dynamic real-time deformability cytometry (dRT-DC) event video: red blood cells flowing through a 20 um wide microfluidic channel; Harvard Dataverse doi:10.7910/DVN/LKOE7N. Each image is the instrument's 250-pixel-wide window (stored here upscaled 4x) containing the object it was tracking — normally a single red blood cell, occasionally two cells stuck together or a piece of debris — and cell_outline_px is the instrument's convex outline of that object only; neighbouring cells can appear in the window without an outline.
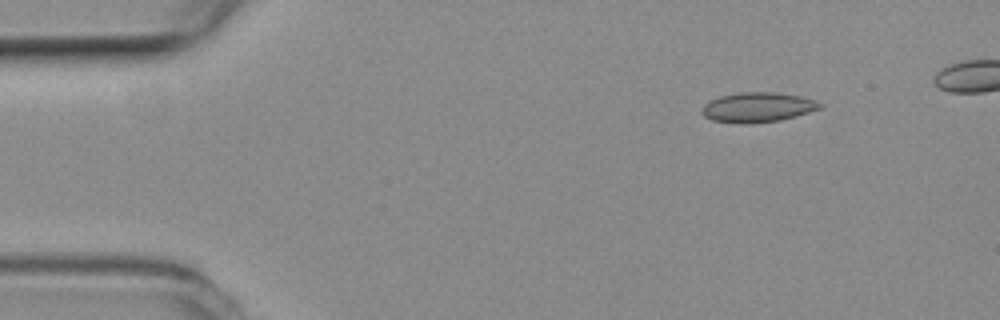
{"species": "common noctule bat (a hibernating species)", "species_latin": "Nyctalus noctula", "temperature_condition": "room temperature", "stored_images_in_passage": 4, "camera_frame_rate_fps": 3000, "um_per_image_px": 0.085, "animal": {"sex": "female", "body_mass_g": 19.3, "forearm_length_mm": 54.1}, "frame": {"image": 1, "passage_image": 1, "time_ms": 0.0, "image_size_px": [1000, 320], "cell_outline_px": [[824, 104], [820, 108], [796, 116], [780, 120], [748, 124], [712, 120], [704, 116], [704, 104], [720, 96], [740, 92], [776, 92], [800, 96], [816, 100]], "centroid_in_image_um": [64.45, 9.11], "position_along_channel_um": 20.6, "area_um2": 20.29}}